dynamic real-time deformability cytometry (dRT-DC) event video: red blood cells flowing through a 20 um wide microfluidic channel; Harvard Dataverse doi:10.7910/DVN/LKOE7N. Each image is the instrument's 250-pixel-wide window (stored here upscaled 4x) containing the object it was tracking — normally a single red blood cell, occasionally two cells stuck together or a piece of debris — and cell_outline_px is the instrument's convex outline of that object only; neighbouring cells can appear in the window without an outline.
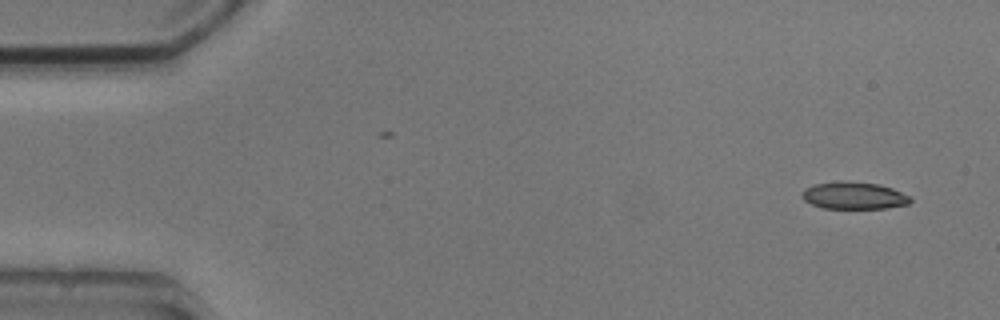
{"species": "common noctule bat (a hibernating species)", "species_latin": "Nyctalus noctula", "temperature_condition": "cold", "stored_images_in_passage": 5, "camera_frame_rate_fps": 3000, "um_per_image_px": 0.085, "animal": {"sex": "male", "body_mass_g": 20.5, "forearm_length_mm": 52.5}, "frame": {"image": 1, "passage_image": 1, "time_ms": 0.0, "image_size_px": [1000, 320], "cell_outline_px": [[912, 200], [908, 204], [888, 208], [824, 208], [812, 204], [804, 200], [800, 196], [800, 192], [804, 188], [812, 184], [840, 180], [880, 184], [892, 188], [908, 196]], "centroid_in_image_um": [72.52, 16.61], "position_along_channel_um": 12.5, "area_um2": 17.34}}
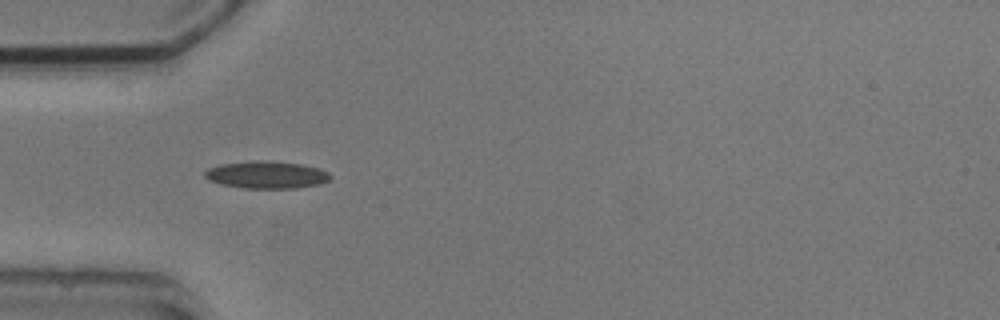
{"frame": {"image": 2, "passage_image": 4, "time_ms": 4.333, "image_size_px": [1000, 320], "cell_outline_px": [[332, 176], [328, 180], [320, 184], [296, 188], [244, 188], [220, 184], [208, 180], [204, 176], [204, 172], [208, 168], [220, 164], [256, 160], [260, 160], [300, 164], [316, 168], [328, 172]], "centroid_in_image_um": [22.61, 14.86], "position_along_channel_um": 62.4, "area_um2": 19.88}}